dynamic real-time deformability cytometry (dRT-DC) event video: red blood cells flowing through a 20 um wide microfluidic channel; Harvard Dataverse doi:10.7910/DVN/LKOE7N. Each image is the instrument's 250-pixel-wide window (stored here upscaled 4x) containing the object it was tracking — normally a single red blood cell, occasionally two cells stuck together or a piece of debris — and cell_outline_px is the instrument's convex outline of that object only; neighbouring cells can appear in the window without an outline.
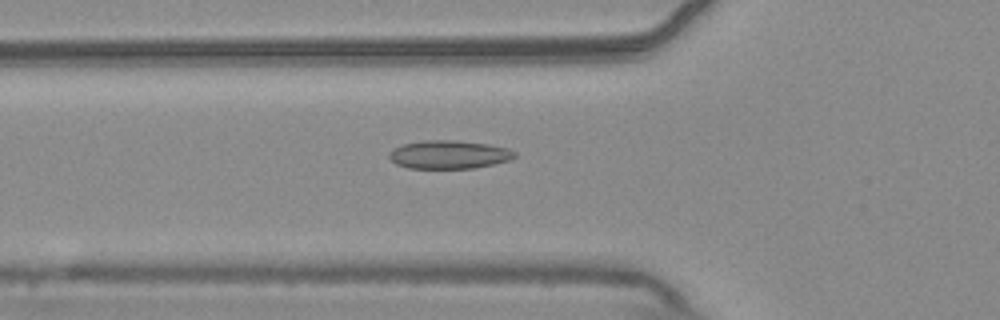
{"species": "common noctule bat (a hibernating species)", "species_latin": "Nyctalus noctula", "temperature_condition": "warm", "stored_images_in_passage": 46, "camera_frame_rate_fps": 3000, "um_per_image_px": 0.085, "animal": {"sex": "male", "body_mass_g": 20.4}, "frame": {"image": 1, "passage_image": 15, "time_ms": 4.667, "image_size_px": [1000, 320], "cell_outline_px": [[516, 156], [508, 160], [492, 164], [472, 168], [408, 168], [396, 164], [388, 156], [388, 152], [392, 148], [404, 144], [424, 140], [456, 140], [488, 144], [508, 148], [516, 152]], "centroid_in_image_um": [38.13, 13.13], "position_along_channel_um": 87.7, "area_um2": 20.69}}
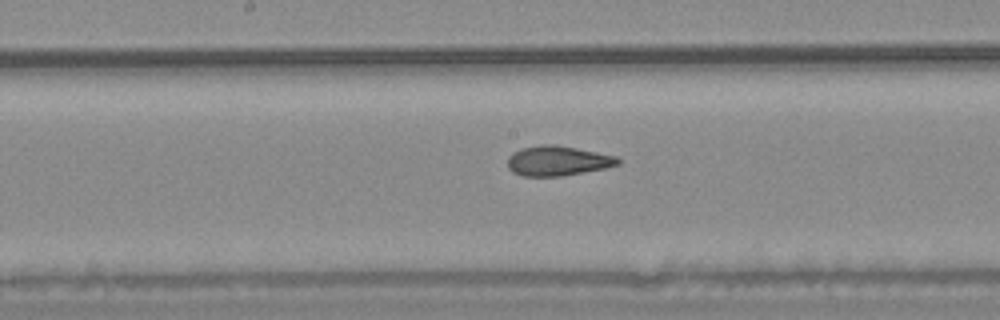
{"frame": {"image": 2, "passage_image": 24, "time_ms": 7.667, "image_size_px": [1000, 320], "cell_outline_px": [[620, 164], [604, 168], [560, 176], [524, 176], [512, 172], [508, 168], [508, 156], [512, 152], [524, 148], [540, 144], [556, 144], [616, 156], [620, 160]], "centroid_in_image_um": [47.37, 13.66], "position_along_channel_um": 200.8, "area_um2": 19.07}}
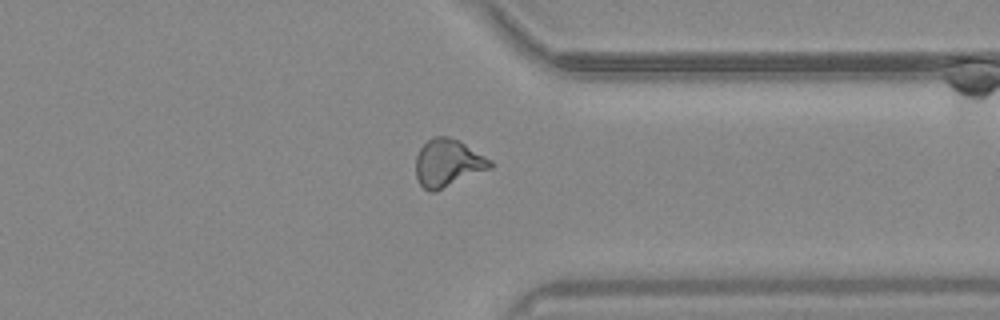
{"frame": {"image": 3, "passage_image": 38, "time_ms": 12.333, "image_size_px": [1000, 320], "cell_outline_px": [[496, 164], [492, 168], [436, 192], [428, 192], [420, 184], [416, 176], [416, 156], [420, 148], [432, 136], [448, 136], [460, 140], [492, 160]], "centroid_in_image_um": [38.1, 13.86], "position_along_channel_um": 373.3, "area_um2": 21.04}}